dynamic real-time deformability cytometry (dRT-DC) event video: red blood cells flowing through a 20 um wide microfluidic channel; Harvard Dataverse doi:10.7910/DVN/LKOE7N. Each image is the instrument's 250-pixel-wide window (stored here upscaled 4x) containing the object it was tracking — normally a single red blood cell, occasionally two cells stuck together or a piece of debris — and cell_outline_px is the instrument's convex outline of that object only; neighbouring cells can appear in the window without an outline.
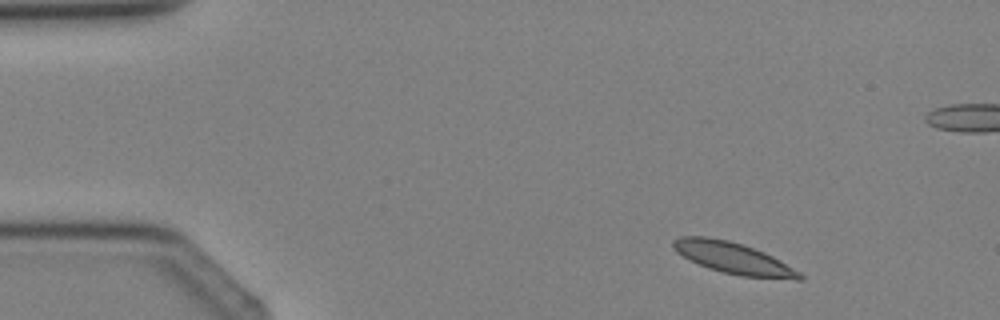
{"species": "Egyptian fruit bat (a non-hibernating species)", "species_latin": "Rousettus aegyptiacus", "temperature_condition": "cold", "stored_images_in_passage": 3, "camera_frame_rate_fps": 3000, "um_per_image_px": 0.085, "animal": {"sex": "female"}, "frame": {"image": 1, "passage_image": 1, "time_ms": 0.0, "image_size_px": [1000, 320], "cell_outline_px": [[804, 280], [796, 280], [740, 276], [708, 268], [676, 252], [672, 248], [672, 240], [680, 236], [708, 236], [728, 240], [744, 244], [764, 252], [772, 256], [800, 272], [804, 276]], "centroid_in_image_um": [62.34, 21.93], "position_along_channel_um": 22.7, "area_um2": 23.18}}